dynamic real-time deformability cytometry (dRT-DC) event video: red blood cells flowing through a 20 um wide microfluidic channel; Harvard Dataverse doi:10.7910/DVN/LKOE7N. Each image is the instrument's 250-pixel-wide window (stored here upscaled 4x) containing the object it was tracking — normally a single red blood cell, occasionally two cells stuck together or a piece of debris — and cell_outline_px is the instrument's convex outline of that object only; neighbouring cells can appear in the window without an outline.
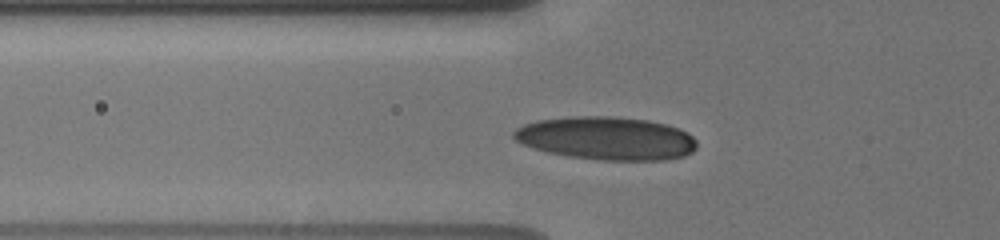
{"species": "human", "species_latin": "Homo sapiens", "temperature_condition": "cold", "stored_images_in_passage": 29, "camera_frame_rate_fps": 3000, "um_per_image_px": 0.085, "donor": {"sex": "male"}, "frame": {"image": 1, "passage_image": 10, "time_ms": 4.333, "image_size_px": [1000, 240], "cell_outline_px": [[696, 148], [692, 152], [684, 156], [668, 160], [600, 160], [572, 156], [548, 152], [532, 148], [516, 140], [512, 136], [512, 132], [516, 128], [524, 124], [536, 120], [568, 116], [612, 116], [648, 120], [680, 128], [688, 132], [696, 140]], "centroid_in_image_um": [51.55, 11.74], "position_along_channel_um": 74.2, "area_um2": 46.24}}
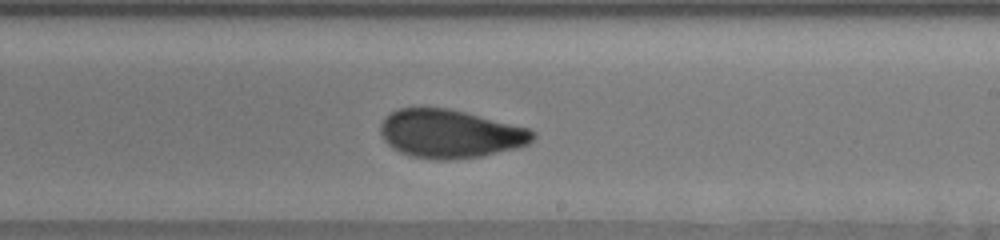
{"frame": {"image": 2, "passage_image": 19, "time_ms": 9.0, "image_size_px": [1000, 240], "cell_outline_px": [[536, 136], [528, 144], [516, 148], [480, 156], [456, 160], [436, 160], [412, 156], [400, 152], [392, 148], [384, 140], [380, 132], [380, 124], [392, 112], [400, 108], [448, 108], [528, 128], [536, 132]], "centroid_in_image_um": [38.26, 11.39], "position_along_channel_um": 250.7, "area_um2": 42.71}}
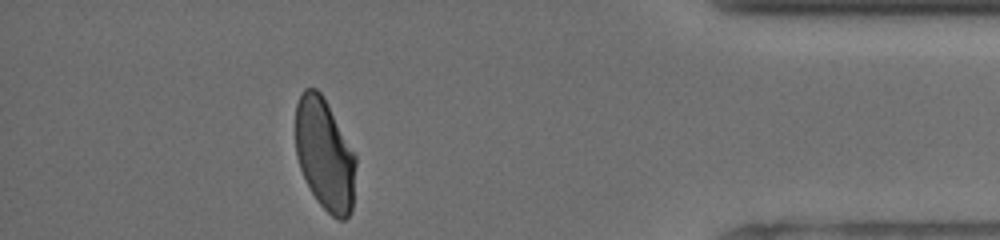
{"frame": {"image": 3, "passage_image": 28, "time_ms": 14.0, "image_size_px": [1000, 240], "cell_outline_px": [[356, 164], [352, 208], [348, 216], [344, 220], [340, 220], [332, 216], [316, 200], [300, 168], [296, 156], [296, 104], [300, 92], [304, 88], [316, 88], [324, 96], [356, 156]], "centroid_in_image_um": [27.6, 13.1], "position_along_channel_um": 407.6, "area_um2": 39.25}}